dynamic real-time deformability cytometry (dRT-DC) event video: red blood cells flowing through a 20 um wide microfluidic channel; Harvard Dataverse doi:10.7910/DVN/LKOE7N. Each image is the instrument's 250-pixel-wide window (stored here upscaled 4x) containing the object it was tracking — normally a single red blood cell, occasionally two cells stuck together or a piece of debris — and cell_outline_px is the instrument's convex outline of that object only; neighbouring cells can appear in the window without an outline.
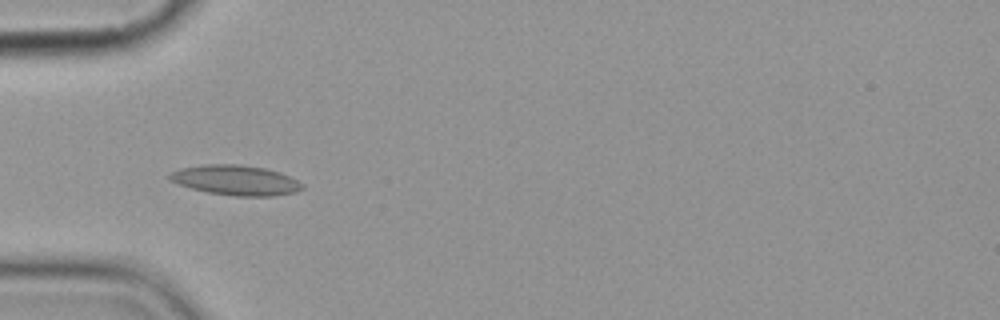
{"species": "common noctule bat (a hibernating species)", "species_latin": "Nyctalus noctula", "temperature_condition": "cold", "stored_images_in_passage": 7, "camera_frame_rate_fps": 3000, "um_per_image_px": 0.085, "animal": {"sex": "female", "body_mass_g": 19.9}, "frame": {"image": 1, "passage_image": 5, "time_ms": 4.667, "image_size_px": [1000, 320], "cell_outline_px": [[304, 188], [296, 192], [272, 196], [236, 196], [208, 192], [192, 188], [168, 180], [168, 176], [172, 172], [180, 168], [208, 164], [236, 164], [264, 168], [280, 172], [304, 184]], "centroid_in_image_um": [20.05, 15.32], "position_along_channel_um": 64.9, "area_um2": 23.0}}
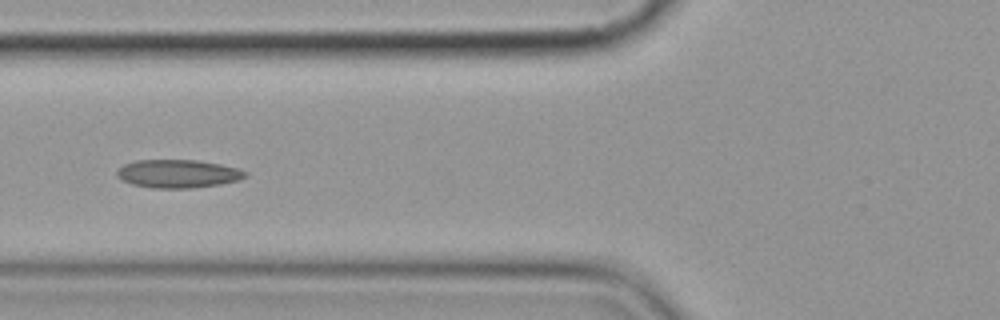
{"frame": {"image": 2, "passage_image": 6, "time_ms": 6.0, "image_size_px": [1000, 320], "cell_outline_px": [[248, 176], [240, 180], [220, 184], [192, 188], [152, 188], [132, 184], [120, 180], [116, 176], [116, 172], [124, 164], [136, 160], [196, 160], [220, 164], [240, 168], [248, 172]], "centroid_in_image_um": [15.15, 14.77], "position_along_channel_um": 110.6, "area_um2": 21.33}}
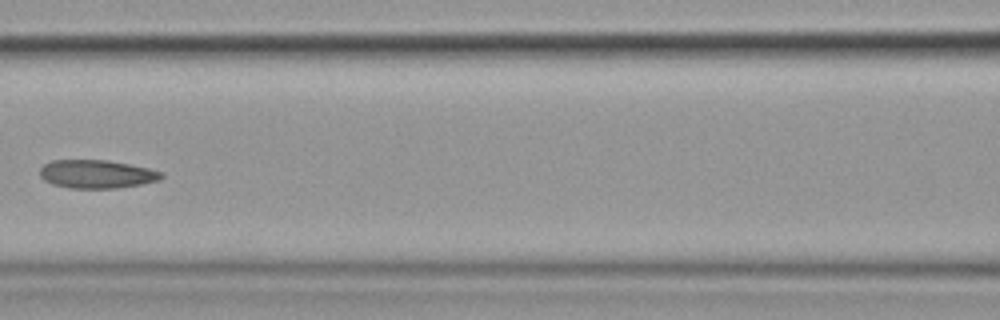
{"frame": {"image": 3, "passage_image": 7, "time_ms": 7.333, "image_size_px": [1000, 320], "cell_outline_px": [[164, 176], [160, 180], [140, 184], [116, 188], [68, 188], [52, 184], [44, 180], [40, 176], [40, 168], [44, 164], [52, 160], [108, 160], [148, 168], [164, 172]], "centroid_in_image_um": [8.21, 14.79], "position_along_channel_um": 158.4, "area_um2": 20.11}}